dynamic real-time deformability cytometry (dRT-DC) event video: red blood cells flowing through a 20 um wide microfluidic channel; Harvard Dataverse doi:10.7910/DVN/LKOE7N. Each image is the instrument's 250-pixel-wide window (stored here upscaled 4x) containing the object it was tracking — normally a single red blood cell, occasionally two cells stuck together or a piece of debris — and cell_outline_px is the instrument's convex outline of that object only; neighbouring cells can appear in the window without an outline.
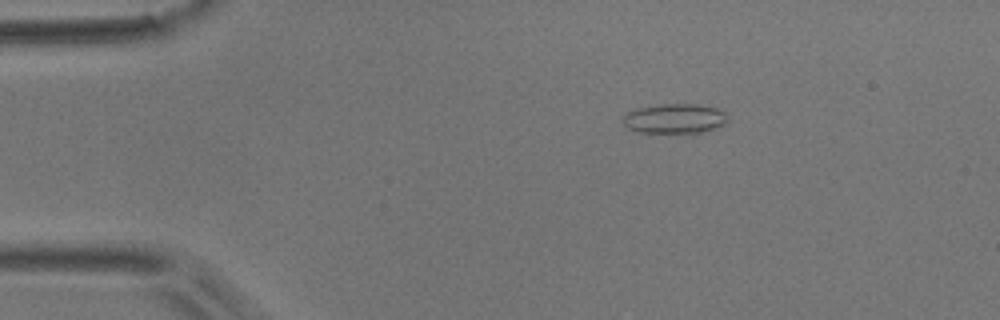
{"species": "common noctule bat (a hibernating species)", "species_latin": "Nyctalus noctula", "temperature_condition": "room temperature", "stored_images_in_passage": 3, "camera_frame_rate_fps": 3000, "um_per_image_px": 0.085, "animal": {"sex": "male", "body_mass_g": 17.9}, "frame": {"image": 1, "passage_image": 2, "time_ms": 1.0, "image_size_px": [1000, 320], "cell_outline_px": [[728, 120], [724, 124], [716, 128], [700, 132], [636, 132], [628, 128], [620, 120], [628, 112], [636, 108], [664, 104], [696, 104], [716, 108], [728, 112]], "centroid_in_image_um": [57.36, 10.07], "position_along_channel_um": 27.6, "area_um2": 18.15}}